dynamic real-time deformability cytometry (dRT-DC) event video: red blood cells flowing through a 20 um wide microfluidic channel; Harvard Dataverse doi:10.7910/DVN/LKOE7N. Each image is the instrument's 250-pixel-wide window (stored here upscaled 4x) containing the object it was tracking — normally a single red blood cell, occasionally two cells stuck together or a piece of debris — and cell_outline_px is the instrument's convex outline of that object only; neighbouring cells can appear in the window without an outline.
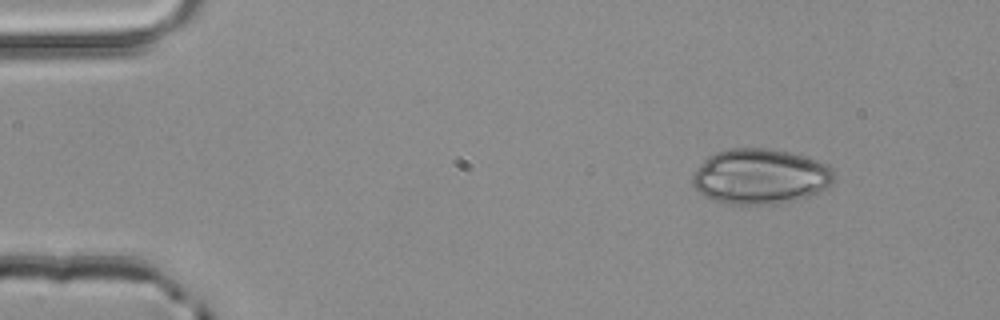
{"species": "common noctule bat (a hibernating species)", "species_latin": "Nyctalus noctula", "temperature_condition": "room temperature", "stored_images_in_passage": 2, "camera_frame_rate_fps": 3000, "um_per_image_px": 0.085, "animal": {"sex": "male", "body_mass_g": 20.4}, "frame": {"image": 1, "passage_image": 2, "time_ms": 0.333, "image_size_px": [1000, 320], "cell_outline_px": [[836, 176], [828, 188], [808, 196], [776, 204], [724, 204], [712, 200], [700, 192], [692, 184], [692, 172], [708, 156], [716, 152], [732, 148], [768, 148], [788, 152], [804, 156], [828, 164], [832, 168]], "centroid_in_image_um": [64.62, 15.0], "position_along_channel_um": 20.4, "area_um2": 45.84}}